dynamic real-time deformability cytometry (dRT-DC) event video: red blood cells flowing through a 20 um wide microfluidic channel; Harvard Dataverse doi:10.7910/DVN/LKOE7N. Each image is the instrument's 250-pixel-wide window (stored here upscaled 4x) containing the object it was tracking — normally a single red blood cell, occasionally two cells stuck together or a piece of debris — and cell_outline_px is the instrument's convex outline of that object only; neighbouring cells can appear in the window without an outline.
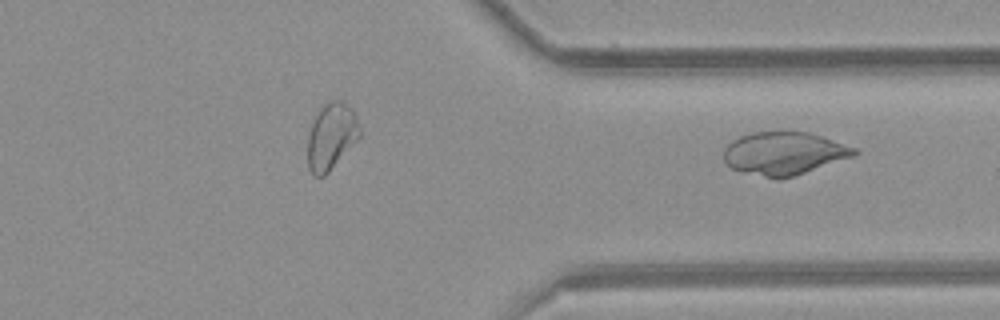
{"species": "common noctule bat (a hibernating species)", "species_latin": "Nyctalus noctula", "temperature_condition": "room temperature", "stored_images_in_passage": 35, "segment_of_instrument_passage": [2, 2], "camera_frame_rate_fps": 3000, "um_per_image_px": 0.085, "animal": {"sex": "female", "body_mass_g": 21.9}, "frame": {"image": 1, "passage_image": 35, "time_ms": 11.333, "image_size_px": [1000, 320], "cell_outline_px": [[860, 152], [852, 156], [792, 176], [764, 176], [744, 172], [732, 168], [724, 164], [724, 148], [732, 140], [740, 136], [752, 132], [808, 132], [856, 148]], "centroid_in_image_um": [66.59, 13.0], "position_along_channel_um": 344.8, "area_um2": 31.73}}